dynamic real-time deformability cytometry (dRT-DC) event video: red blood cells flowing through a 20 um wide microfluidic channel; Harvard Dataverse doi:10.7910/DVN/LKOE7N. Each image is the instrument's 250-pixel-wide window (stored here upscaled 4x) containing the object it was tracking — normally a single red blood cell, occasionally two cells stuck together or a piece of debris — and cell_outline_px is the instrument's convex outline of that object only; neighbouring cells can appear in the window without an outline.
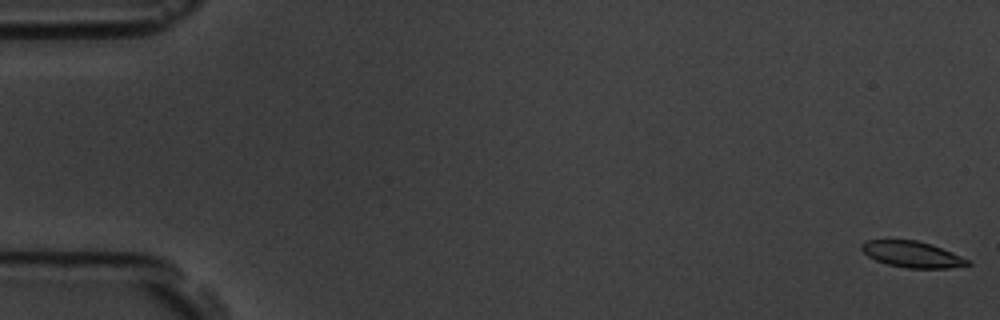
{"species": "common noctule bat (a hibernating species)", "species_latin": "Nyctalus noctula", "temperature_condition": "room temperature", "stored_images_in_passage": 58, "camera_frame_rate_fps": 3000, "um_per_image_px": 0.085, "animal": {"sex": "male", "body_mass_g": 19.5, "forearm_length_mm": 54.6}, "frame": {"image": 1, "passage_image": 1, "time_ms": 0.0, "image_size_px": [1000, 320], "cell_outline_px": [[972, 264], [948, 268], [908, 268], [888, 264], [876, 260], [868, 256], [860, 248], [860, 244], [868, 240], [916, 240], [932, 244], [960, 256], [968, 260]], "centroid_in_image_um": [77.51, 21.61], "position_along_channel_um": 7.5, "area_um2": 15.95}}
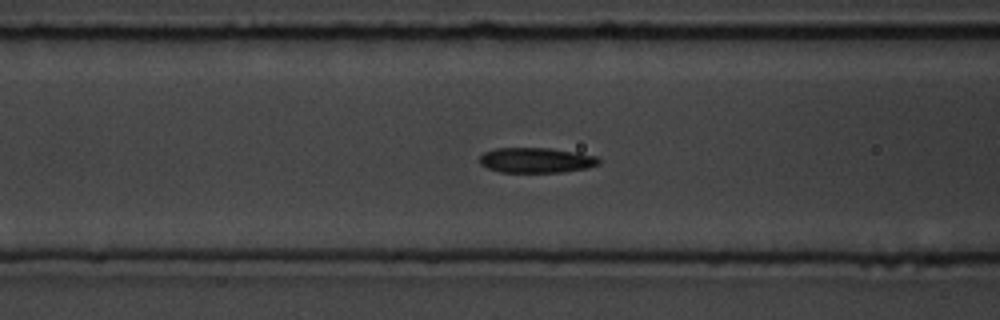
{"frame": {"image": 2, "passage_image": 23, "time_ms": 7.333, "image_size_px": [1000, 320], "cell_outline_px": [[600, 164], [588, 168], [564, 172], [500, 172], [488, 168], [480, 164], [480, 156], [484, 152], [496, 148], [552, 148], [576, 152], [596, 156], [600, 160]], "centroid_in_image_um": [45.6, 13.62], "position_along_channel_um": 121.0, "area_um2": 17.57}}
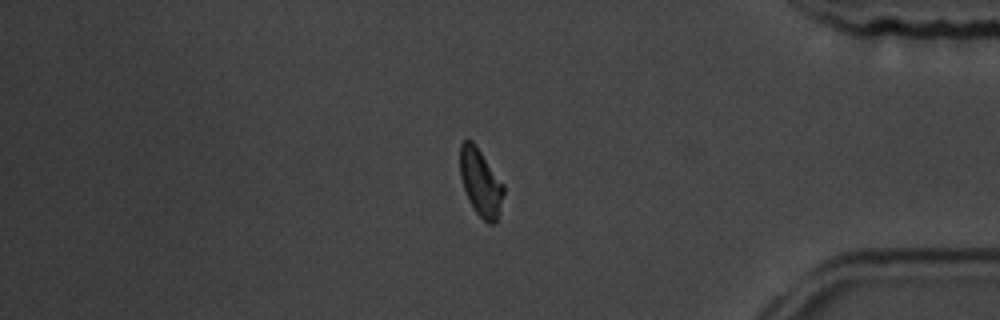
{"frame": {"image": 3, "passage_image": 48, "time_ms": 15.667, "image_size_px": [1000, 320], "cell_outline_px": [[504, 192], [496, 220], [492, 224], [488, 224], [476, 212], [468, 200], [460, 176], [460, 144], [464, 140], [472, 140], [476, 144], [504, 184]], "centroid_in_image_um": [40.84, 15.47], "position_along_channel_um": 394.4, "area_um2": 16.99}, "authors_computed_cell_mechanics": {"area_um2": 17.1088, "velocity_mm_per_s": 3.6143, "shape_relaxation_time_tau1_ms": 3.0258, "shape_relaxation_time_tau2_ms": null, "deformation_change_tau1": 0.1107, "deformation_change_tau2": null}}